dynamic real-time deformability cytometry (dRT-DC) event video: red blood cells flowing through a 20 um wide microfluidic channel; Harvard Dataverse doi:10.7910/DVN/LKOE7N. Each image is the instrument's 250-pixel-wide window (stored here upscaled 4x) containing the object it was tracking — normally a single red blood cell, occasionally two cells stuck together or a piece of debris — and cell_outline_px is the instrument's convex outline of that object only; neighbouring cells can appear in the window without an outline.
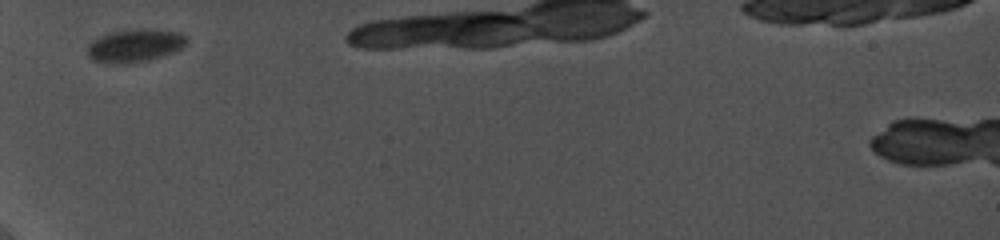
{"species": "common noctule bat (a hibernating species)", "species_latin": "Nyctalus noctula", "temperature_condition": "cold", "stored_images_in_passage": 3, "camera_frame_rate_fps": 5000, "um_per_image_px": 0.085, "animal": {"sex": "female", "body_mass_g": 19.0, "forearm_length_mm": 56.7}, "frame": {"image": 1, "passage_image": 1, "time_ms": 0.0, "image_size_px": [1000, 240], "cell_outline_px": [[188, 40], [180, 48], [172, 52], [148, 60], [132, 64], [112, 64], [92, 60], [88, 56], [88, 44], [92, 40], [100, 36], [112, 32], [132, 28], [152, 28], [180, 32], [188, 36]], "centroid_in_image_um": [11.46, 3.86], "position_along_channel_um": 73.5, "area_um2": 19.42}}
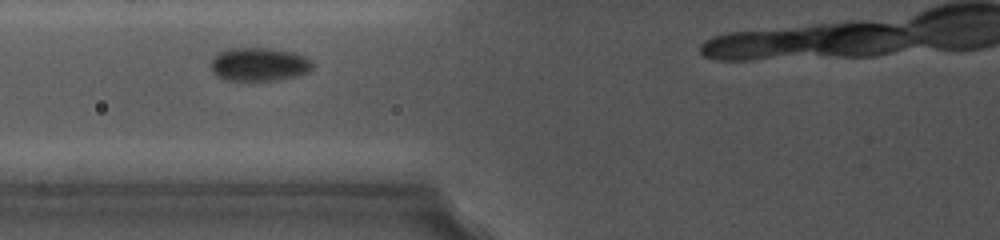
{"frame": {"image": 2, "passage_image": 2, "time_ms": 1.0, "image_size_px": [1000, 240], "cell_outline_px": [[312, 68], [308, 72], [296, 76], [276, 80], [224, 80], [216, 76], [212, 72], [212, 60], [216, 52], [228, 48], [268, 48], [292, 52], [304, 56], [312, 60]], "centroid_in_image_um": [21.99, 5.46], "position_along_channel_um": 103.8, "area_um2": 19.88}}